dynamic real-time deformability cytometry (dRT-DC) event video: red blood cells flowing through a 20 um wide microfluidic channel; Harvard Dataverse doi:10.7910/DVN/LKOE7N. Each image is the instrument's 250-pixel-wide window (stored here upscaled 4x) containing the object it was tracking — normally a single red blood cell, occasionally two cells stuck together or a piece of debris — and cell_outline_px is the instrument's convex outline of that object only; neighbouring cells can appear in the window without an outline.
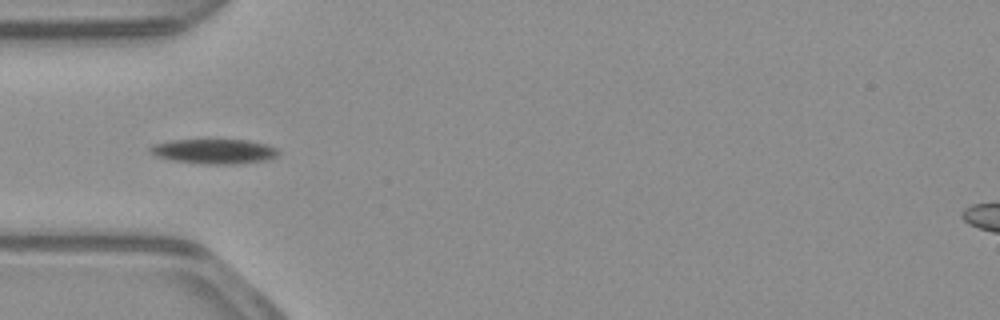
{"species": "common noctule bat (a hibernating species)", "species_latin": "Nyctalus noctula", "temperature_condition": "warm", "stored_images_in_passage": 28, "camera_frame_rate_fps": 3000, "um_per_image_px": 0.085, "animal": {"sex": "male", "body_mass_g": 23.1, "forearm_length_mm": 52.7}, "frame": {"image": 1, "passage_image": 1, "time_ms": 0.0, "image_size_px": [1000, 320], "cell_outline_px": [[280, 152], [276, 156], [268, 160], [244, 164], [204, 164], [172, 160], [156, 156], [148, 148], [156, 144], [172, 140], [248, 140], [268, 144], [276, 148]], "centroid_in_image_um": [18.28, 12.87], "position_along_channel_um": 66.7, "area_um2": 18.55}}
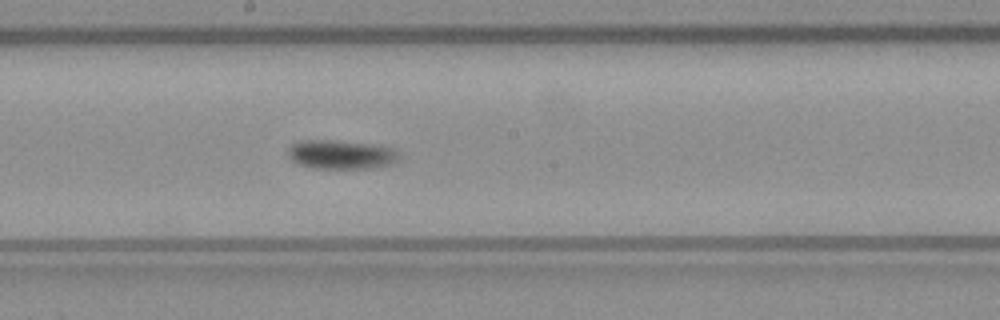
{"frame": {"image": 2, "passage_image": 13, "time_ms": 4.0, "image_size_px": [1000, 320], "cell_outline_px": [[396, 160], [392, 164], [376, 168], [308, 168], [296, 164], [288, 156], [288, 148], [292, 144], [304, 140], [332, 140], [364, 144], [392, 148], [396, 152]], "centroid_in_image_um": [28.9, 13.16], "position_along_channel_um": 219.3, "area_um2": 18.5}}
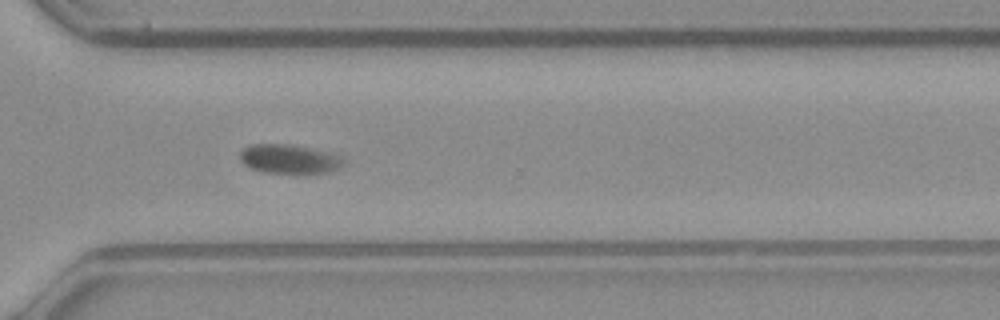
{"frame": {"image": 3, "passage_image": 23, "time_ms": 7.333, "image_size_px": [1000, 320], "cell_outline_px": [[344, 164], [336, 168], [324, 172], [308, 176], [296, 176], [264, 172], [252, 168], [244, 164], [240, 160], [240, 152], [244, 148], [252, 144], [288, 144], [332, 152], [344, 156]], "centroid_in_image_um": [24.63, 13.56], "position_along_channel_um": 346.0, "area_um2": 18.32}, "authors_computed_cell_mechanics": {"area_um2": 18.1492, "velocity_mm_per_s": 3.8163, "shape_relaxation_time_tau1_ms": 7.2951, "shape_relaxation_time_tau2_ms": null, "deformation_change_tau1": 0.1614, "deformation_change_tau2": null}}